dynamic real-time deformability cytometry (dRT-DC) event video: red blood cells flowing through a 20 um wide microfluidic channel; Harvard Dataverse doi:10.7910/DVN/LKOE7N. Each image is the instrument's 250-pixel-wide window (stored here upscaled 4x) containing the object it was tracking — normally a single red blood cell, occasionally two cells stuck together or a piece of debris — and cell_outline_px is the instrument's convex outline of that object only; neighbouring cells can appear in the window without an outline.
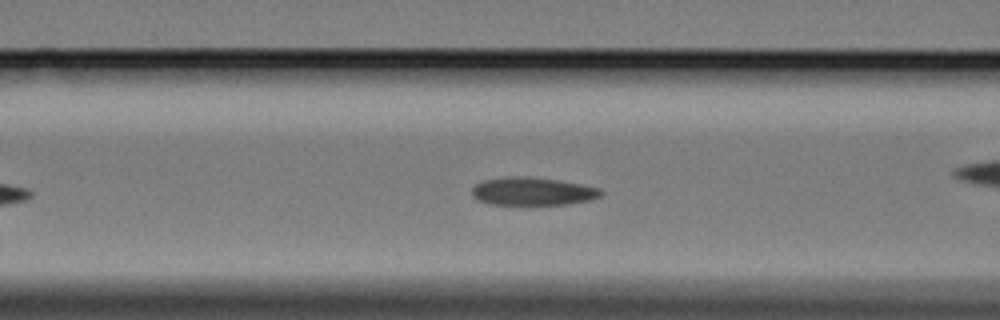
{"species": "Egyptian fruit bat (a non-hibernating species)", "species_latin": "Rousettus aegyptiacus", "temperature_condition": "cold", "stored_images_in_passage": 46, "camera_frame_rate_fps": 3000, "um_per_image_px": 0.085, "animal": {"sex": "female"}, "frame": {"image": 1, "passage_image": 14, "time_ms": 4.333, "image_size_px": [1000, 320], "cell_outline_px": [[604, 192], [600, 196], [588, 200], [568, 204], [488, 204], [476, 200], [472, 196], [472, 188], [476, 184], [484, 180], [504, 176], [528, 176], [560, 180], [600, 188]], "centroid_in_image_um": [45.24, 16.25], "position_along_channel_um": 121.4, "area_um2": 21.15}}
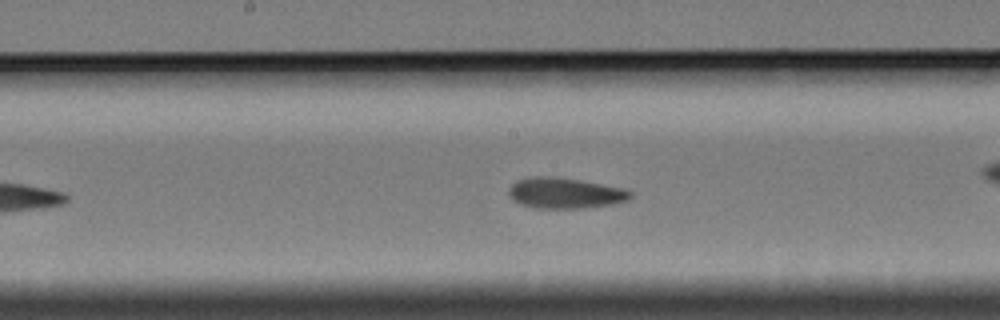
{"frame": {"image": 2, "passage_image": 21, "time_ms": 6.667, "image_size_px": [1000, 320], "cell_outline_px": [[632, 196], [628, 200], [612, 204], [584, 208], [536, 208], [520, 204], [512, 200], [508, 196], [508, 188], [516, 180], [532, 176], [556, 176], [580, 180], [620, 188], [632, 192]], "centroid_in_image_um": [47.96, 16.41], "position_along_channel_um": 200.2, "area_um2": 21.85}}
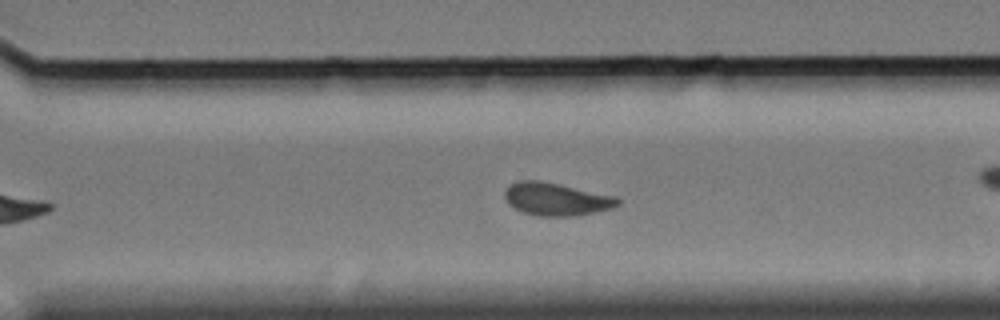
{"frame": {"image": 3, "passage_image": 32, "time_ms": 10.333, "image_size_px": [1000, 320], "cell_outline_px": [[620, 204], [612, 208], [576, 216], [536, 216], [512, 208], [508, 204], [504, 196], [504, 192], [512, 184], [520, 180], [540, 180], [560, 184], [616, 196], [620, 200]], "centroid_in_image_um": [47.28, 16.93], "position_along_channel_um": 323.3, "area_um2": 21.68}, "authors_computed_cell_mechanics": {"area_um2": 21.1837, "velocity_mm_per_s": 3.3699, "shape_relaxation_time_tau1_ms": null, "shape_relaxation_time_tau2_ms": 2.2981, "deformation_change_tau1": null, "deformation_change_tau2": 0.0813}}